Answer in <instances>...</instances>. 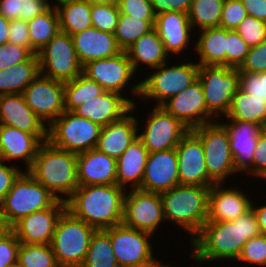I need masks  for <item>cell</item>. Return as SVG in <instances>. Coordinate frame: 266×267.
<instances>
[{
    "label": "cell",
    "instance_id": "1",
    "mask_svg": "<svg viewBox=\"0 0 266 267\" xmlns=\"http://www.w3.org/2000/svg\"><path fill=\"white\" fill-rule=\"evenodd\" d=\"M261 234L254 211L250 209L233 221L205 222L191 241L194 260L238 259L247 240Z\"/></svg>",
    "mask_w": 266,
    "mask_h": 267
},
{
    "label": "cell",
    "instance_id": "2",
    "mask_svg": "<svg viewBox=\"0 0 266 267\" xmlns=\"http://www.w3.org/2000/svg\"><path fill=\"white\" fill-rule=\"evenodd\" d=\"M123 189L117 184L78 186L65 201L66 210L96 230L111 228L123 220Z\"/></svg>",
    "mask_w": 266,
    "mask_h": 267
},
{
    "label": "cell",
    "instance_id": "3",
    "mask_svg": "<svg viewBox=\"0 0 266 267\" xmlns=\"http://www.w3.org/2000/svg\"><path fill=\"white\" fill-rule=\"evenodd\" d=\"M77 154L43 142L28 172L59 200L66 201L78 188ZM66 194L61 198L56 193Z\"/></svg>",
    "mask_w": 266,
    "mask_h": 267
},
{
    "label": "cell",
    "instance_id": "4",
    "mask_svg": "<svg viewBox=\"0 0 266 267\" xmlns=\"http://www.w3.org/2000/svg\"><path fill=\"white\" fill-rule=\"evenodd\" d=\"M210 187L179 184L160 193L164 219L189 232L193 236L191 241L207 221Z\"/></svg>",
    "mask_w": 266,
    "mask_h": 267
},
{
    "label": "cell",
    "instance_id": "5",
    "mask_svg": "<svg viewBox=\"0 0 266 267\" xmlns=\"http://www.w3.org/2000/svg\"><path fill=\"white\" fill-rule=\"evenodd\" d=\"M95 228L65 210L57 221L51 247L61 267H80Z\"/></svg>",
    "mask_w": 266,
    "mask_h": 267
},
{
    "label": "cell",
    "instance_id": "6",
    "mask_svg": "<svg viewBox=\"0 0 266 267\" xmlns=\"http://www.w3.org/2000/svg\"><path fill=\"white\" fill-rule=\"evenodd\" d=\"M59 199L37 182L28 172L23 171L13 182L12 188L0 202V208L11 227L19 219L33 212L53 206Z\"/></svg>",
    "mask_w": 266,
    "mask_h": 267
},
{
    "label": "cell",
    "instance_id": "7",
    "mask_svg": "<svg viewBox=\"0 0 266 267\" xmlns=\"http://www.w3.org/2000/svg\"><path fill=\"white\" fill-rule=\"evenodd\" d=\"M166 62L157 68L150 77L132 86V92L141 98L157 99L156 106H162L166 100L187 89L198 80L199 64L184 63L166 68Z\"/></svg>",
    "mask_w": 266,
    "mask_h": 267
},
{
    "label": "cell",
    "instance_id": "8",
    "mask_svg": "<svg viewBox=\"0 0 266 267\" xmlns=\"http://www.w3.org/2000/svg\"><path fill=\"white\" fill-rule=\"evenodd\" d=\"M204 149L208 178L214 184L224 183L229 175L237 173L230 151L229 133L220 122H210L190 130Z\"/></svg>",
    "mask_w": 266,
    "mask_h": 267
},
{
    "label": "cell",
    "instance_id": "9",
    "mask_svg": "<svg viewBox=\"0 0 266 267\" xmlns=\"http://www.w3.org/2000/svg\"><path fill=\"white\" fill-rule=\"evenodd\" d=\"M102 126L64 111L48 126V141L55 147L76 154L94 149Z\"/></svg>",
    "mask_w": 266,
    "mask_h": 267
},
{
    "label": "cell",
    "instance_id": "10",
    "mask_svg": "<svg viewBox=\"0 0 266 267\" xmlns=\"http://www.w3.org/2000/svg\"><path fill=\"white\" fill-rule=\"evenodd\" d=\"M198 80L203 87L208 112L217 118L220 113L226 116L233 96L240 88L238 68L202 65L199 66Z\"/></svg>",
    "mask_w": 266,
    "mask_h": 267
},
{
    "label": "cell",
    "instance_id": "11",
    "mask_svg": "<svg viewBox=\"0 0 266 267\" xmlns=\"http://www.w3.org/2000/svg\"><path fill=\"white\" fill-rule=\"evenodd\" d=\"M37 55L41 75L65 83L82 73L83 66L69 34L59 32Z\"/></svg>",
    "mask_w": 266,
    "mask_h": 267
},
{
    "label": "cell",
    "instance_id": "12",
    "mask_svg": "<svg viewBox=\"0 0 266 267\" xmlns=\"http://www.w3.org/2000/svg\"><path fill=\"white\" fill-rule=\"evenodd\" d=\"M111 239L118 265L161 266L152 255L148 241L151 233L134 229L121 223L104 230Z\"/></svg>",
    "mask_w": 266,
    "mask_h": 267
},
{
    "label": "cell",
    "instance_id": "13",
    "mask_svg": "<svg viewBox=\"0 0 266 267\" xmlns=\"http://www.w3.org/2000/svg\"><path fill=\"white\" fill-rule=\"evenodd\" d=\"M163 220L165 219L160 193L131 189L125 194L123 224L153 235Z\"/></svg>",
    "mask_w": 266,
    "mask_h": 267
},
{
    "label": "cell",
    "instance_id": "14",
    "mask_svg": "<svg viewBox=\"0 0 266 267\" xmlns=\"http://www.w3.org/2000/svg\"><path fill=\"white\" fill-rule=\"evenodd\" d=\"M26 104L49 126L65 111L64 83L39 74L22 92Z\"/></svg>",
    "mask_w": 266,
    "mask_h": 267
},
{
    "label": "cell",
    "instance_id": "15",
    "mask_svg": "<svg viewBox=\"0 0 266 267\" xmlns=\"http://www.w3.org/2000/svg\"><path fill=\"white\" fill-rule=\"evenodd\" d=\"M142 134L138 138L149 153L176 148L179 141L190 131L180 120L168 113L163 107L156 106Z\"/></svg>",
    "mask_w": 266,
    "mask_h": 267
},
{
    "label": "cell",
    "instance_id": "16",
    "mask_svg": "<svg viewBox=\"0 0 266 267\" xmlns=\"http://www.w3.org/2000/svg\"><path fill=\"white\" fill-rule=\"evenodd\" d=\"M66 210V202L58 200L53 206L22 217L11 226L20 243L51 244L56 224Z\"/></svg>",
    "mask_w": 266,
    "mask_h": 267
},
{
    "label": "cell",
    "instance_id": "17",
    "mask_svg": "<svg viewBox=\"0 0 266 267\" xmlns=\"http://www.w3.org/2000/svg\"><path fill=\"white\" fill-rule=\"evenodd\" d=\"M179 184L212 186L208 178L201 141L189 131L176 146Z\"/></svg>",
    "mask_w": 266,
    "mask_h": 267
},
{
    "label": "cell",
    "instance_id": "18",
    "mask_svg": "<svg viewBox=\"0 0 266 267\" xmlns=\"http://www.w3.org/2000/svg\"><path fill=\"white\" fill-rule=\"evenodd\" d=\"M179 185L178 158L175 148L149 153L140 190L162 193Z\"/></svg>",
    "mask_w": 266,
    "mask_h": 267
},
{
    "label": "cell",
    "instance_id": "19",
    "mask_svg": "<svg viewBox=\"0 0 266 267\" xmlns=\"http://www.w3.org/2000/svg\"><path fill=\"white\" fill-rule=\"evenodd\" d=\"M82 73L98 83L105 91L122 94L126 84L135 73L125 51L111 58L88 62Z\"/></svg>",
    "mask_w": 266,
    "mask_h": 267
},
{
    "label": "cell",
    "instance_id": "20",
    "mask_svg": "<svg viewBox=\"0 0 266 267\" xmlns=\"http://www.w3.org/2000/svg\"><path fill=\"white\" fill-rule=\"evenodd\" d=\"M168 101L161 107L180 120L190 130L212 121L209 117L213 118V116L207 110L203 87L199 80L179 94L171 97Z\"/></svg>",
    "mask_w": 266,
    "mask_h": 267
},
{
    "label": "cell",
    "instance_id": "21",
    "mask_svg": "<svg viewBox=\"0 0 266 267\" xmlns=\"http://www.w3.org/2000/svg\"><path fill=\"white\" fill-rule=\"evenodd\" d=\"M135 105L134 101L124 98L122 94L105 91L100 96L79 105L72 112L103 127L129 114L135 109Z\"/></svg>",
    "mask_w": 266,
    "mask_h": 267
},
{
    "label": "cell",
    "instance_id": "22",
    "mask_svg": "<svg viewBox=\"0 0 266 267\" xmlns=\"http://www.w3.org/2000/svg\"><path fill=\"white\" fill-rule=\"evenodd\" d=\"M26 104L22 94L0 95V125L33 135H48V126Z\"/></svg>",
    "mask_w": 266,
    "mask_h": 267
},
{
    "label": "cell",
    "instance_id": "23",
    "mask_svg": "<svg viewBox=\"0 0 266 267\" xmlns=\"http://www.w3.org/2000/svg\"><path fill=\"white\" fill-rule=\"evenodd\" d=\"M76 170L78 186L117 184L116 159L95 148L77 154Z\"/></svg>",
    "mask_w": 266,
    "mask_h": 267
},
{
    "label": "cell",
    "instance_id": "24",
    "mask_svg": "<svg viewBox=\"0 0 266 267\" xmlns=\"http://www.w3.org/2000/svg\"><path fill=\"white\" fill-rule=\"evenodd\" d=\"M231 123H222L229 133L230 151L235 169L246 171L253 162V153L263 128L252 122L229 119Z\"/></svg>",
    "mask_w": 266,
    "mask_h": 267
},
{
    "label": "cell",
    "instance_id": "25",
    "mask_svg": "<svg viewBox=\"0 0 266 267\" xmlns=\"http://www.w3.org/2000/svg\"><path fill=\"white\" fill-rule=\"evenodd\" d=\"M251 201L238 189L223 188L213 184L209 191L206 222L233 221L251 209Z\"/></svg>",
    "mask_w": 266,
    "mask_h": 267
},
{
    "label": "cell",
    "instance_id": "26",
    "mask_svg": "<svg viewBox=\"0 0 266 267\" xmlns=\"http://www.w3.org/2000/svg\"><path fill=\"white\" fill-rule=\"evenodd\" d=\"M48 135H33L7 125H0V152L2 160L22 158L28 171L33 165L40 145Z\"/></svg>",
    "mask_w": 266,
    "mask_h": 267
},
{
    "label": "cell",
    "instance_id": "27",
    "mask_svg": "<svg viewBox=\"0 0 266 267\" xmlns=\"http://www.w3.org/2000/svg\"><path fill=\"white\" fill-rule=\"evenodd\" d=\"M71 37L82 66L94 60L114 57L122 52L113 33L103 32L94 27Z\"/></svg>",
    "mask_w": 266,
    "mask_h": 267
},
{
    "label": "cell",
    "instance_id": "28",
    "mask_svg": "<svg viewBox=\"0 0 266 267\" xmlns=\"http://www.w3.org/2000/svg\"><path fill=\"white\" fill-rule=\"evenodd\" d=\"M138 120L125 114L121 119L102 127L95 149L118 159L138 137Z\"/></svg>",
    "mask_w": 266,
    "mask_h": 267
},
{
    "label": "cell",
    "instance_id": "29",
    "mask_svg": "<svg viewBox=\"0 0 266 267\" xmlns=\"http://www.w3.org/2000/svg\"><path fill=\"white\" fill-rule=\"evenodd\" d=\"M154 28L163 41L167 54L180 53L188 46L192 26L188 13L167 11L156 15Z\"/></svg>",
    "mask_w": 266,
    "mask_h": 267
},
{
    "label": "cell",
    "instance_id": "30",
    "mask_svg": "<svg viewBox=\"0 0 266 267\" xmlns=\"http://www.w3.org/2000/svg\"><path fill=\"white\" fill-rule=\"evenodd\" d=\"M149 152L137 137L116 160V181L124 188L131 183V189H140Z\"/></svg>",
    "mask_w": 266,
    "mask_h": 267
},
{
    "label": "cell",
    "instance_id": "31",
    "mask_svg": "<svg viewBox=\"0 0 266 267\" xmlns=\"http://www.w3.org/2000/svg\"><path fill=\"white\" fill-rule=\"evenodd\" d=\"M125 52L134 72L138 69L139 63H145L151 68H157L165 63L166 58L169 56L155 28L142 35Z\"/></svg>",
    "mask_w": 266,
    "mask_h": 267
},
{
    "label": "cell",
    "instance_id": "32",
    "mask_svg": "<svg viewBox=\"0 0 266 267\" xmlns=\"http://www.w3.org/2000/svg\"><path fill=\"white\" fill-rule=\"evenodd\" d=\"M195 48L200 55L199 65L226 66L227 30L212 27L200 30Z\"/></svg>",
    "mask_w": 266,
    "mask_h": 267
},
{
    "label": "cell",
    "instance_id": "33",
    "mask_svg": "<svg viewBox=\"0 0 266 267\" xmlns=\"http://www.w3.org/2000/svg\"><path fill=\"white\" fill-rule=\"evenodd\" d=\"M39 74L37 54L22 63L0 70V95L22 94Z\"/></svg>",
    "mask_w": 266,
    "mask_h": 267
},
{
    "label": "cell",
    "instance_id": "34",
    "mask_svg": "<svg viewBox=\"0 0 266 267\" xmlns=\"http://www.w3.org/2000/svg\"><path fill=\"white\" fill-rule=\"evenodd\" d=\"M54 7L58 14L60 32L72 36L92 27L91 5L88 2L68 0Z\"/></svg>",
    "mask_w": 266,
    "mask_h": 267
},
{
    "label": "cell",
    "instance_id": "35",
    "mask_svg": "<svg viewBox=\"0 0 266 267\" xmlns=\"http://www.w3.org/2000/svg\"><path fill=\"white\" fill-rule=\"evenodd\" d=\"M226 119L252 122L266 128V100L250 95L240 88L235 93Z\"/></svg>",
    "mask_w": 266,
    "mask_h": 267
},
{
    "label": "cell",
    "instance_id": "36",
    "mask_svg": "<svg viewBox=\"0 0 266 267\" xmlns=\"http://www.w3.org/2000/svg\"><path fill=\"white\" fill-rule=\"evenodd\" d=\"M31 52L39 53L43 47L60 32L58 14L53 7H49L41 15L27 21Z\"/></svg>",
    "mask_w": 266,
    "mask_h": 267
},
{
    "label": "cell",
    "instance_id": "37",
    "mask_svg": "<svg viewBox=\"0 0 266 267\" xmlns=\"http://www.w3.org/2000/svg\"><path fill=\"white\" fill-rule=\"evenodd\" d=\"M105 90L83 73L64 83L65 110L73 111L79 105L103 94Z\"/></svg>",
    "mask_w": 266,
    "mask_h": 267
},
{
    "label": "cell",
    "instance_id": "38",
    "mask_svg": "<svg viewBox=\"0 0 266 267\" xmlns=\"http://www.w3.org/2000/svg\"><path fill=\"white\" fill-rule=\"evenodd\" d=\"M110 236L104 230H96L91 237L85 260L80 267H117Z\"/></svg>",
    "mask_w": 266,
    "mask_h": 267
},
{
    "label": "cell",
    "instance_id": "39",
    "mask_svg": "<svg viewBox=\"0 0 266 267\" xmlns=\"http://www.w3.org/2000/svg\"><path fill=\"white\" fill-rule=\"evenodd\" d=\"M155 20H142L131 15L120 14L114 31L117 45L122 51L128 49L142 35L154 28Z\"/></svg>",
    "mask_w": 266,
    "mask_h": 267
},
{
    "label": "cell",
    "instance_id": "40",
    "mask_svg": "<svg viewBox=\"0 0 266 267\" xmlns=\"http://www.w3.org/2000/svg\"><path fill=\"white\" fill-rule=\"evenodd\" d=\"M225 0H193L188 12L190 25L201 30L219 27Z\"/></svg>",
    "mask_w": 266,
    "mask_h": 267
},
{
    "label": "cell",
    "instance_id": "41",
    "mask_svg": "<svg viewBox=\"0 0 266 267\" xmlns=\"http://www.w3.org/2000/svg\"><path fill=\"white\" fill-rule=\"evenodd\" d=\"M17 264L20 267H59L50 244L20 243Z\"/></svg>",
    "mask_w": 266,
    "mask_h": 267
},
{
    "label": "cell",
    "instance_id": "42",
    "mask_svg": "<svg viewBox=\"0 0 266 267\" xmlns=\"http://www.w3.org/2000/svg\"><path fill=\"white\" fill-rule=\"evenodd\" d=\"M120 17L117 3L91 5L92 27L114 33Z\"/></svg>",
    "mask_w": 266,
    "mask_h": 267
},
{
    "label": "cell",
    "instance_id": "43",
    "mask_svg": "<svg viewBox=\"0 0 266 267\" xmlns=\"http://www.w3.org/2000/svg\"><path fill=\"white\" fill-rule=\"evenodd\" d=\"M235 31L252 48L266 39V22L247 15Z\"/></svg>",
    "mask_w": 266,
    "mask_h": 267
},
{
    "label": "cell",
    "instance_id": "44",
    "mask_svg": "<svg viewBox=\"0 0 266 267\" xmlns=\"http://www.w3.org/2000/svg\"><path fill=\"white\" fill-rule=\"evenodd\" d=\"M226 66L239 68L244 62L250 47L235 30H227Z\"/></svg>",
    "mask_w": 266,
    "mask_h": 267
},
{
    "label": "cell",
    "instance_id": "45",
    "mask_svg": "<svg viewBox=\"0 0 266 267\" xmlns=\"http://www.w3.org/2000/svg\"><path fill=\"white\" fill-rule=\"evenodd\" d=\"M238 261H245L247 265H266V235L259 234L246 241Z\"/></svg>",
    "mask_w": 266,
    "mask_h": 267
},
{
    "label": "cell",
    "instance_id": "46",
    "mask_svg": "<svg viewBox=\"0 0 266 267\" xmlns=\"http://www.w3.org/2000/svg\"><path fill=\"white\" fill-rule=\"evenodd\" d=\"M246 16L247 12L241 0H225L219 27L235 30Z\"/></svg>",
    "mask_w": 266,
    "mask_h": 267
},
{
    "label": "cell",
    "instance_id": "47",
    "mask_svg": "<svg viewBox=\"0 0 266 267\" xmlns=\"http://www.w3.org/2000/svg\"><path fill=\"white\" fill-rule=\"evenodd\" d=\"M20 241L10 229L0 237V267H11L17 264Z\"/></svg>",
    "mask_w": 266,
    "mask_h": 267
},
{
    "label": "cell",
    "instance_id": "48",
    "mask_svg": "<svg viewBox=\"0 0 266 267\" xmlns=\"http://www.w3.org/2000/svg\"><path fill=\"white\" fill-rule=\"evenodd\" d=\"M120 14L131 15L142 20H155L151 0H118Z\"/></svg>",
    "mask_w": 266,
    "mask_h": 267
},
{
    "label": "cell",
    "instance_id": "49",
    "mask_svg": "<svg viewBox=\"0 0 266 267\" xmlns=\"http://www.w3.org/2000/svg\"><path fill=\"white\" fill-rule=\"evenodd\" d=\"M33 53L26 47H20L7 42L0 46V70L28 60Z\"/></svg>",
    "mask_w": 266,
    "mask_h": 267
},
{
    "label": "cell",
    "instance_id": "50",
    "mask_svg": "<svg viewBox=\"0 0 266 267\" xmlns=\"http://www.w3.org/2000/svg\"><path fill=\"white\" fill-rule=\"evenodd\" d=\"M239 72L260 73L266 71V39L259 45L250 48Z\"/></svg>",
    "mask_w": 266,
    "mask_h": 267
},
{
    "label": "cell",
    "instance_id": "51",
    "mask_svg": "<svg viewBox=\"0 0 266 267\" xmlns=\"http://www.w3.org/2000/svg\"><path fill=\"white\" fill-rule=\"evenodd\" d=\"M247 172H250L252 176L254 175L266 179V128L259 133L253 153V162L247 169Z\"/></svg>",
    "mask_w": 266,
    "mask_h": 267
},
{
    "label": "cell",
    "instance_id": "52",
    "mask_svg": "<svg viewBox=\"0 0 266 267\" xmlns=\"http://www.w3.org/2000/svg\"><path fill=\"white\" fill-rule=\"evenodd\" d=\"M239 82L241 90L266 100L264 78H260V73L239 72Z\"/></svg>",
    "mask_w": 266,
    "mask_h": 267
},
{
    "label": "cell",
    "instance_id": "53",
    "mask_svg": "<svg viewBox=\"0 0 266 267\" xmlns=\"http://www.w3.org/2000/svg\"><path fill=\"white\" fill-rule=\"evenodd\" d=\"M8 42L31 51L27 20L16 19L10 21Z\"/></svg>",
    "mask_w": 266,
    "mask_h": 267
},
{
    "label": "cell",
    "instance_id": "54",
    "mask_svg": "<svg viewBox=\"0 0 266 267\" xmlns=\"http://www.w3.org/2000/svg\"><path fill=\"white\" fill-rule=\"evenodd\" d=\"M193 0H151L155 15L167 11L188 13Z\"/></svg>",
    "mask_w": 266,
    "mask_h": 267
},
{
    "label": "cell",
    "instance_id": "55",
    "mask_svg": "<svg viewBox=\"0 0 266 267\" xmlns=\"http://www.w3.org/2000/svg\"><path fill=\"white\" fill-rule=\"evenodd\" d=\"M22 171L15 167H8L0 162V202L12 188L13 182Z\"/></svg>",
    "mask_w": 266,
    "mask_h": 267
},
{
    "label": "cell",
    "instance_id": "56",
    "mask_svg": "<svg viewBox=\"0 0 266 267\" xmlns=\"http://www.w3.org/2000/svg\"><path fill=\"white\" fill-rule=\"evenodd\" d=\"M49 7H52L47 0H23L22 19L30 20L35 16L41 15Z\"/></svg>",
    "mask_w": 266,
    "mask_h": 267
},
{
    "label": "cell",
    "instance_id": "57",
    "mask_svg": "<svg viewBox=\"0 0 266 267\" xmlns=\"http://www.w3.org/2000/svg\"><path fill=\"white\" fill-rule=\"evenodd\" d=\"M23 0H0V14L7 20L22 19Z\"/></svg>",
    "mask_w": 266,
    "mask_h": 267
},
{
    "label": "cell",
    "instance_id": "58",
    "mask_svg": "<svg viewBox=\"0 0 266 267\" xmlns=\"http://www.w3.org/2000/svg\"><path fill=\"white\" fill-rule=\"evenodd\" d=\"M247 15L266 22V0H241Z\"/></svg>",
    "mask_w": 266,
    "mask_h": 267
},
{
    "label": "cell",
    "instance_id": "59",
    "mask_svg": "<svg viewBox=\"0 0 266 267\" xmlns=\"http://www.w3.org/2000/svg\"><path fill=\"white\" fill-rule=\"evenodd\" d=\"M251 209L256 215L261 234L266 235V205L255 208V206H253V203H251Z\"/></svg>",
    "mask_w": 266,
    "mask_h": 267
},
{
    "label": "cell",
    "instance_id": "60",
    "mask_svg": "<svg viewBox=\"0 0 266 267\" xmlns=\"http://www.w3.org/2000/svg\"><path fill=\"white\" fill-rule=\"evenodd\" d=\"M10 21L0 14V46L8 42Z\"/></svg>",
    "mask_w": 266,
    "mask_h": 267
},
{
    "label": "cell",
    "instance_id": "61",
    "mask_svg": "<svg viewBox=\"0 0 266 267\" xmlns=\"http://www.w3.org/2000/svg\"><path fill=\"white\" fill-rule=\"evenodd\" d=\"M11 227L6 223L4 215L0 208V237L3 236L6 232H8Z\"/></svg>",
    "mask_w": 266,
    "mask_h": 267
},
{
    "label": "cell",
    "instance_id": "62",
    "mask_svg": "<svg viewBox=\"0 0 266 267\" xmlns=\"http://www.w3.org/2000/svg\"><path fill=\"white\" fill-rule=\"evenodd\" d=\"M90 5L118 3V0H84Z\"/></svg>",
    "mask_w": 266,
    "mask_h": 267
},
{
    "label": "cell",
    "instance_id": "63",
    "mask_svg": "<svg viewBox=\"0 0 266 267\" xmlns=\"http://www.w3.org/2000/svg\"><path fill=\"white\" fill-rule=\"evenodd\" d=\"M260 78H264L265 96H266V71L260 72Z\"/></svg>",
    "mask_w": 266,
    "mask_h": 267
},
{
    "label": "cell",
    "instance_id": "64",
    "mask_svg": "<svg viewBox=\"0 0 266 267\" xmlns=\"http://www.w3.org/2000/svg\"><path fill=\"white\" fill-rule=\"evenodd\" d=\"M117 267H160V266H131V265H118Z\"/></svg>",
    "mask_w": 266,
    "mask_h": 267
},
{
    "label": "cell",
    "instance_id": "65",
    "mask_svg": "<svg viewBox=\"0 0 266 267\" xmlns=\"http://www.w3.org/2000/svg\"><path fill=\"white\" fill-rule=\"evenodd\" d=\"M57 1H58L59 4H61V3H64V2H66L68 0H57Z\"/></svg>",
    "mask_w": 266,
    "mask_h": 267
},
{
    "label": "cell",
    "instance_id": "66",
    "mask_svg": "<svg viewBox=\"0 0 266 267\" xmlns=\"http://www.w3.org/2000/svg\"><path fill=\"white\" fill-rule=\"evenodd\" d=\"M160 267H169L168 265H164V264H162Z\"/></svg>",
    "mask_w": 266,
    "mask_h": 267
},
{
    "label": "cell",
    "instance_id": "67",
    "mask_svg": "<svg viewBox=\"0 0 266 267\" xmlns=\"http://www.w3.org/2000/svg\"><path fill=\"white\" fill-rule=\"evenodd\" d=\"M1 161H3V160H2V156H1V152H0V162H1Z\"/></svg>",
    "mask_w": 266,
    "mask_h": 267
},
{
    "label": "cell",
    "instance_id": "68",
    "mask_svg": "<svg viewBox=\"0 0 266 267\" xmlns=\"http://www.w3.org/2000/svg\"><path fill=\"white\" fill-rule=\"evenodd\" d=\"M11 267H20L18 264L14 265V266H11Z\"/></svg>",
    "mask_w": 266,
    "mask_h": 267
}]
</instances>
